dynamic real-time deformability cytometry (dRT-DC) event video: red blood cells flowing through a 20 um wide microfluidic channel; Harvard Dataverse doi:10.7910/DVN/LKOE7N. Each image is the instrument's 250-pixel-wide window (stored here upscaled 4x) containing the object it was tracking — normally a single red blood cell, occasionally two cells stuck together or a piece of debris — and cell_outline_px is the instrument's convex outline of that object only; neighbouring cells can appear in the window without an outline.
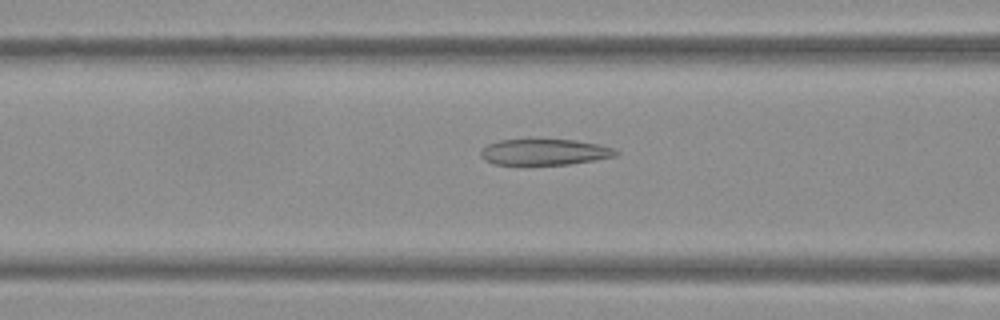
{"species": "Egyptian fruit bat (a non-hibernating species)", "species_latin": "Rousettus aegyptiacus", "temperature_condition": "warm", "stored_images_in_passage": 53, "camera_frame_rate_fps": 3000, "um_per_image_px": 0.085, "frame": {"image": 1, "passage_image": 21, "time_ms": 6.667, "image_size_px": [1000, 320], "cell_outline_px": [[620, 152], [616, 156], [596, 160], [568, 164], [524, 168], [492, 164], [484, 160], [480, 156], [480, 152], [488, 144], [500, 140], [576, 140], [600, 144], [616, 148]], "centroid_in_image_um": [46.26, 12.98], "position_along_channel_um": 120.3, "area_um2": 21.56}}
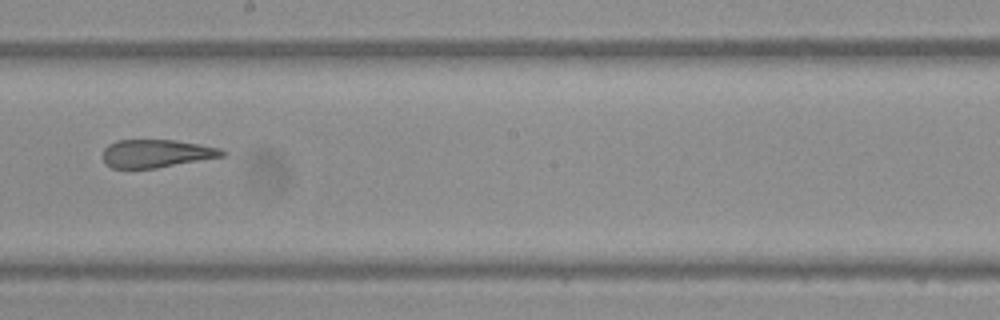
{"frame": {"image": 2, "passage_image": 30, "time_ms": 9.667, "image_size_px": [1000, 320], "cell_outline_px": [[228, 152], [224, 156], [156, 168], [112, 168], [104, 164], [100, 156], [104, 148], [108, 144], [116, 140], [176, 140], [200, 144], [220, 148]], "centroid_in_image_um": [13.24, 13.04], "position_along_channel_um": 235.0, "area_um2": 19.77}}
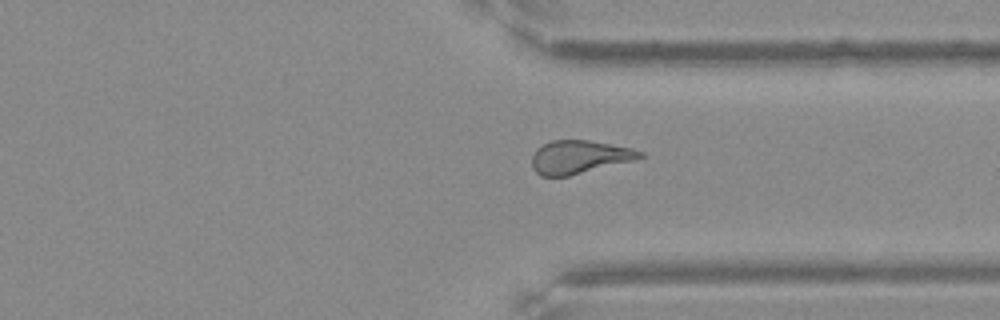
{"frame": {"image": 3, "passage_image": 40, "time_ms": 13.0, "image_size_px": [1000, 320], "cell_outline_px": [[644, 156], [636, 160], [568, 176], [540, 176], [532, 168], [532, 156], [536, 148], [552, 140], [588, 140], [632, 148], [644, 152]], "centroid_in_image_um": [49.24, 13.35], "position_along_channel_um": 362.2, "area_um2": 20.98}, "authors_computed_cell_mechanics": {"area_um2": 21.8484, "velocity_mm_per_s": 3.8134, "shape_relaxation_time_tau1_ms": null, "shape_relaxation_time_tau2_ms": 2.5214, "deformation_change_tau1": null, "deformation_change_tau2": 0.1239}}